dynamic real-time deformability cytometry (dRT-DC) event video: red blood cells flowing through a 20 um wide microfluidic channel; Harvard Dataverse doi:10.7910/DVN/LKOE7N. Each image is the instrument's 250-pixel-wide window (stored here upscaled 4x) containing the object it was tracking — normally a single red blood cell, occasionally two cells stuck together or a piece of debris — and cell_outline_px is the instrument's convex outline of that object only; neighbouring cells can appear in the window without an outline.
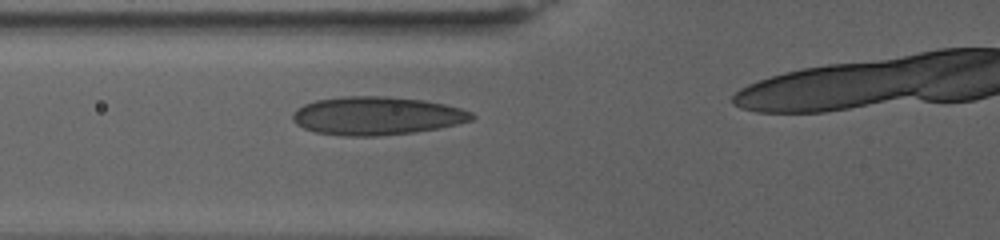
{"species": "human", "species_latin": "Homo sapiens", "temperature_condition": "warm", "stored_images_in_passage": 45, "camera_frame_rate_fps": 3000, "um_per_image_px": 0.085, "donor": {"sex": "female"}, "frame": {"image": 1, "passage_image": 8, "time_ms": 2.333, "image_size_px": [1000, 240], "cell_outline_px": [[476, 116], [472, 120], [456, 124], [436, 128], [412, 132], [376, 136], [344, 136], [316, 132], [304, 128], [296, 124], [292, 120], [292, 116], [296, 108], [304, 104], [316, 100], [340, 96], [388, 96], [424, 100], [444, 104], [460, 108], [472, 112]], "centroid_in_image_um": [31.99, 9.83], "position_along_channel_um": 93.8, "area_um2": 39.94}}
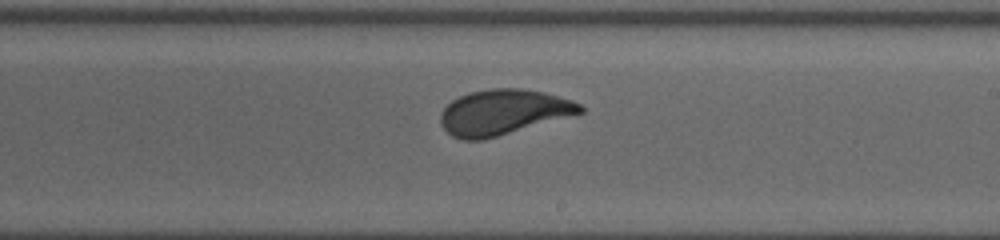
{"frame": {"image": 2, "passage_image": 25, "time_ms": 8.0, "image_size_px": [1000, 240], "cell_outline_px": [[584, 112], [484, 140], [460, 140], [452, 136], [440, 124], [440, 116], [444, 108], [452, 100], [468, 92], [492, 88], [520, 88], [544, 92], [572, 100], [580, 104], [584, 108]], "centroid_in_image_um": [42.76, 9.54], "position_along_channel_um": 246.2, "area_um2": 36.82}}
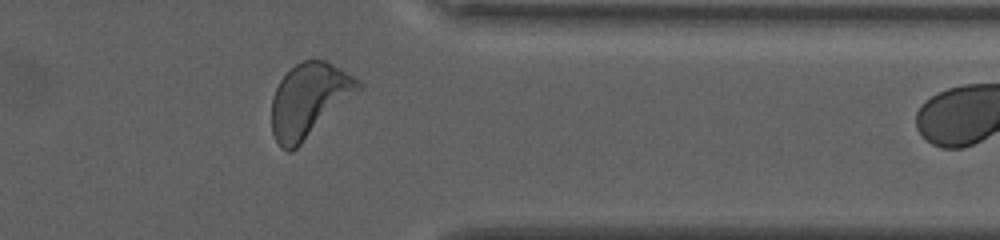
{"frame": {"image": 3, "passage_image": 41, "time_ms": 13.333, "image_size_px": [1000, 240], "cell_outline_px": [[360, 88], [356, 92], [292, 152], [288, 152], [280, 148], [272, 132], [272, 96], [280, 80], [296, 64], [304, 60], [324, 60], [340, 68], [360, 80]], "centroid_in_image_um": [26.22, 8.52], "position_along_channel_um": 385.2, "area_um2": 36.41}}